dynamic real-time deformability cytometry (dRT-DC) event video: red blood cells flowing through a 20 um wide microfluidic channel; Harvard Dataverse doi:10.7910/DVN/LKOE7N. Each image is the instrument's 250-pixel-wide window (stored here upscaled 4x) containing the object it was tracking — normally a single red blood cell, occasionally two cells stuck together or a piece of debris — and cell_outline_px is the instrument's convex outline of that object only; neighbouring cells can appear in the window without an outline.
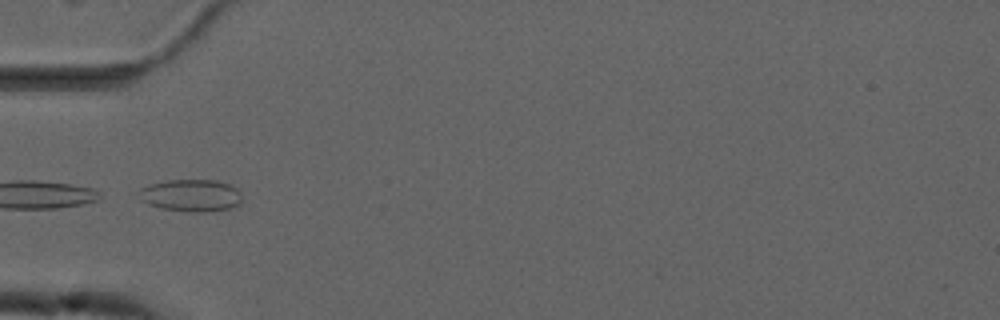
{"species": "common noctule bat (a hibernating species)", "species_latin": "Nyctalus noctula", "temperature_condition": "cold", "stored_images_in_passage": 11, "camera_frame_rate_fps": 3000, "um_per_image_px": 0.085, "animal": {"sex": "male", "forearm_length_mm": 52.5}, "frame": {"image": 1, "passage_image": 1, "time_ms": 0.0, "image_size_px": [1000, 320], "cell_outline_px": [[240, 204], [232, 208], [204, 212], [188, 212], [160, 208], [148, 204], [140, 200], [136, 192], [140, 188], [148, 184], [168, 180], [216, 180], [228, 184], [236, 188], [240, 192]], "centroid_in_image_um": [16.18, 16.61], "position_along_channel_um": 68.8, "area_um2": 19.59}}